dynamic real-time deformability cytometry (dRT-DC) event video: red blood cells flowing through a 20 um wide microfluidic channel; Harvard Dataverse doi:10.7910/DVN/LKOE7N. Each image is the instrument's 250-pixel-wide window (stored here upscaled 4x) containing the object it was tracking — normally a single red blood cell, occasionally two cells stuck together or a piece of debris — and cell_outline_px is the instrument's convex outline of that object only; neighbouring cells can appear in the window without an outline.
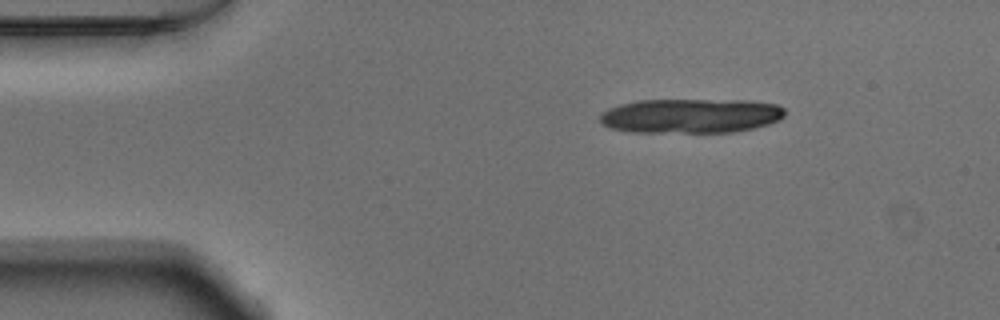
{"species": "Egyptian fruit bat (a non-hibernating species)", "species_latin": "Rousettus aegyptiacus", "temperature_condition": "warm", "stored_images_in_passage": 10, "camera_frame_rate_fps": 3000, "um_per_image_px": 0.085, "animal": {"sex": "male"}, "frame": {"image": 1, "passage_image": 2, "time_ms": 0.333, "image_size_px": [1000, 320], "cell_outline_px": [[784, 116], [780, 120], [768, 124], [752, 128], [732, 132], [632, 132], [612, 128], [604, 124], [600, 120], [600, 116], [608, 108], [620, 104], [636, 100], [752, 100], [776, 104], [784, 108]], "centroid_in_image_um": [58.74, 9.83], "position_along_channel_um": 26.3, "area_um2": 37.22}}